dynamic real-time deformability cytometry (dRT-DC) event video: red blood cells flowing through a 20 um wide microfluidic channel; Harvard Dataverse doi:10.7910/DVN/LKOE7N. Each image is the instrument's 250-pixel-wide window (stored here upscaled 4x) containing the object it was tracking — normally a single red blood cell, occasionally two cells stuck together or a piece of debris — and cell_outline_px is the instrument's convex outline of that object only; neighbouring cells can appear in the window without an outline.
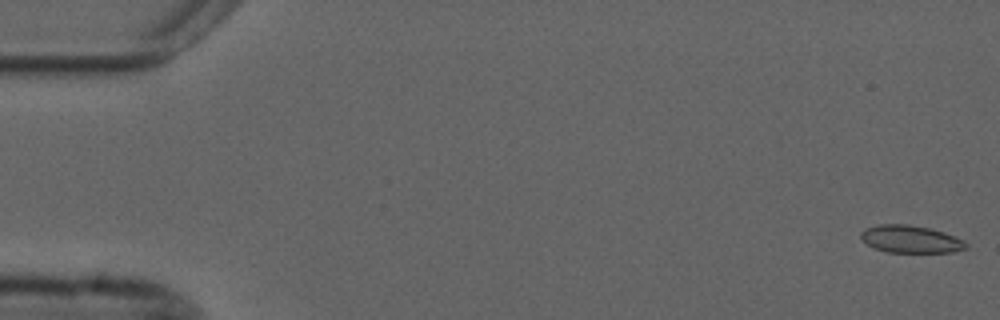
{"species": "common noctule bat (a hibernating species)", "species_latin": "Nyctalus noctula", "temperature_condition": "cold", "stored_images_in_passage": 44, "camera_frame_rate_fps": 3000, "um_per_image_px": 0.085, "animal": {"sex": "male", "forearm_length_mm": 52.5}, "frame": {"image": 1, "passage_image": 1, "time_ms": 0.0, "image_size_px": [1000, 320], "cell_outline_px": [[968, 248], [952, 252], [888, 252], [876, 248], [868, 244], [860, 236], [860, 232], [864, 228], [880, 224], [908, 224], [928, 228], [944, 232], [964, 240], [968, 244]], "centroid_in_image_um": [77.42, 20.32], "position_along_channel_um": 7.6, "area_um2": 16.76}}
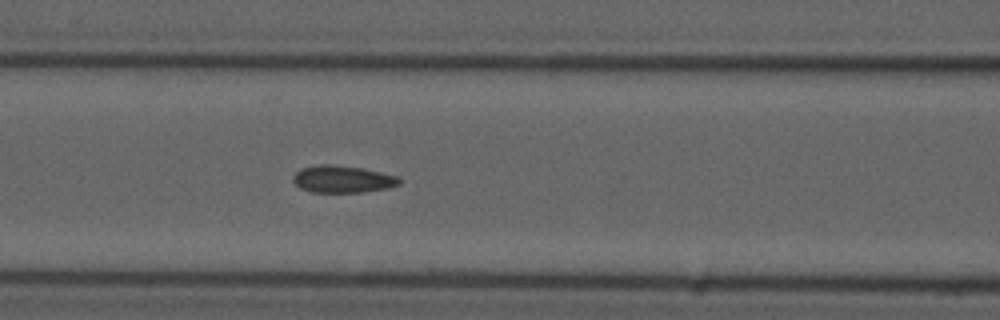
{"frame": {"image": 2, "passage_image": 23, "time_ms": 7.333, "image_size_px": [1000, 320], "cell_outline_px": [[400, 184], [388, 188], [360, 192], [312, 192], [300, 188], [292, 180], [292, 176], [300, 168], [316, 164], [328, 164], [360, 168], [380, 172], [396, 176], [400, 180]], "centroid_in_image_um": [29.06, 15.22], "position_along_channel_um": 137.5, "area_um2": 16.7}}
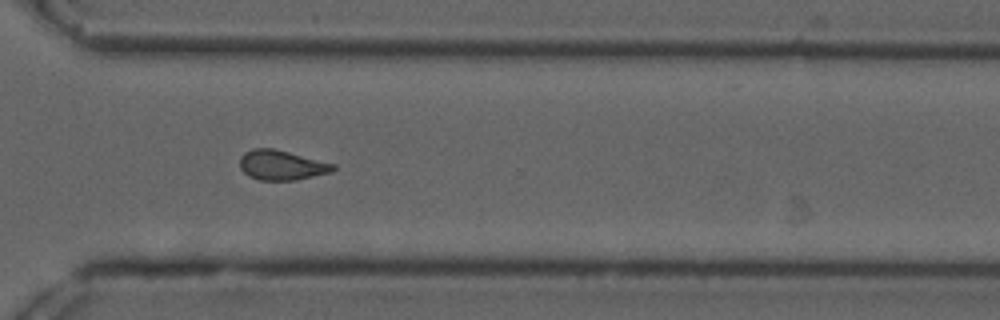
{"frame": {"image": 3, "passage_image": 40, "time_ms": 13.0, "image_size_px": [1000, 320], "cell_outline_px": [[336, 168], [332, 172], [296, 180], [260, 180], [248, 176], [240, 168], [240, 156], [244, 152], [252, 148], [272, 148], [336, 164]], "centroid_in_image_um": [23.93, 14.04], "position_along_channel_um": 346.7, "area_um2": 16.24}, "authors_computed_cell_mechanics": {"area_um2": 16.7042, "velocity_mm_per_s": 3.6947, "shape_relaxation_time_tau1_ms": null, "shape_relaxation_time_tau2_ms": 2.5162, "deformation_change_tau1": null, "deformation_change_tau2": 0.0855}}